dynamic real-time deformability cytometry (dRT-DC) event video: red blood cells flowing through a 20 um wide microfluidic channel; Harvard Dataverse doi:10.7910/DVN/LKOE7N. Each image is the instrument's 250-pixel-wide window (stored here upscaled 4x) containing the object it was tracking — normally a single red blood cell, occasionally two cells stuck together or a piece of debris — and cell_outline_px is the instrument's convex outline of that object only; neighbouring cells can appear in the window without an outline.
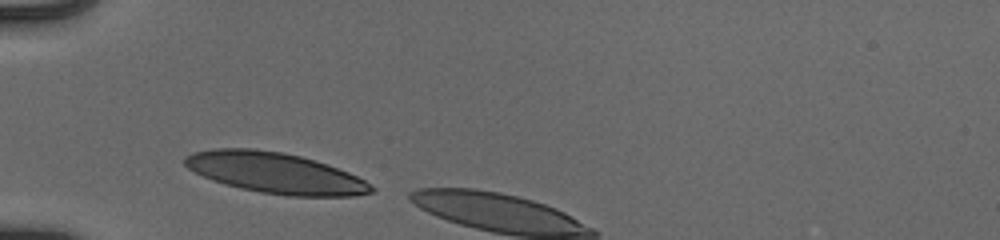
{"species": "human", "species_latin": "Homo sapiens", "temperature_condition": "cold", "stored_images_in_passage": 4, "camera_frame_rate_fps": 3000, "um_per_image_px": 0.085, "donor": {"sex": "male"}, "frame": {"image": 1, "passage_image": 1, "time_ms": 0.0, "image_size_px": [1000, 240], "cell_outline_px": [[376, 192], [352, 196], [288, 196], [260, 192], [240, 188], [212, 180], [188, 168], [184, 164], [184, 156], [192, 152], [212, 148], [252, 148], [284, 152], [300, 156], [348, 172], [364, 180], [376, 188]], "centroid_in_image_um": [23.38, 14.7], "position_along_channel_um": 61.6, "area_um2": 44.16}}